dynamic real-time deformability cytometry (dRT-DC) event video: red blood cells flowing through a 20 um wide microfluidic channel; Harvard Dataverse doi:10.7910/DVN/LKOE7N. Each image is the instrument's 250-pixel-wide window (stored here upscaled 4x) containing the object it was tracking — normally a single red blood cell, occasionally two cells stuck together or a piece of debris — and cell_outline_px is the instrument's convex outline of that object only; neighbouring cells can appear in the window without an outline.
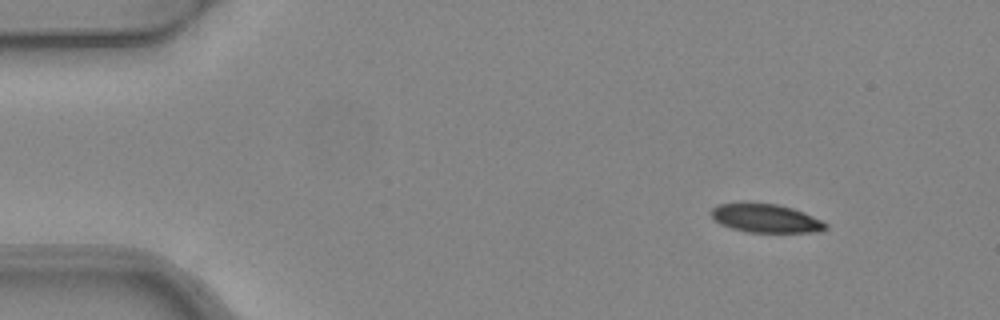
{"species": "common noctule bat (a hibernating species)", "species_latin": "Nyctalus noctula", "temperature_condition": "warm", "stored_images_in_passage": 3, "camera_frame_rate_fps": 3000, "um_per_image_px": 0.085, "animal": {"sex": "female", "body_mass_g": 24.6, "forearm_length_mm": 56.2}, "frame": {"image": 1, "passage_image": 1, "time_ms": 0.0, "image_size_px": [1000, 320], "cell_outline_px": [[828, 228], [820, 232], [748, 232], [732, 228], [720, 224], [712, 220], [712, 208], [716, 204], [740, 200], [776, 204], [792, 208], [804, 212], [824, 220], [828, 224]], "centroid_in_image_um": [65.07, 18.52], "position_along_channel_um": 19.9, "area_um2": 19.83}}
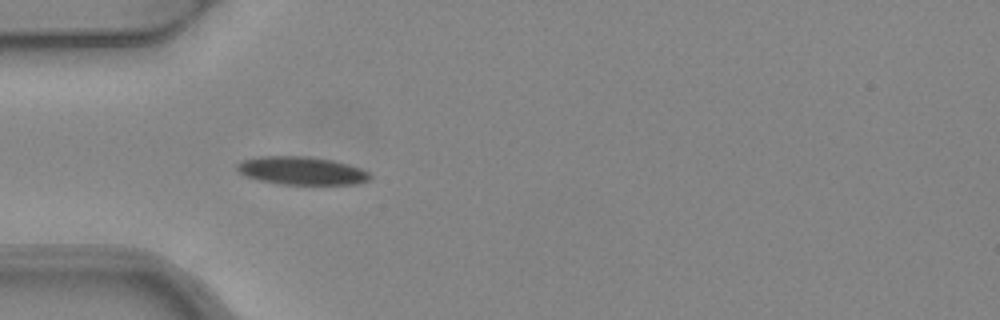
{"frame": {"image": 2, "passage_image": 3, "time_ms": 0.667, "image_size_px": [1000, 320], "cell_outline_px": [[372, 176], [368, 180], [360, 184], [280, 184], [260, 180], [248, 176], [240, 172], [236, 168], [236, 164], [244, 160], [264, 156], [308, 156], [332, 160], [348, 164], [360, 168], [368, 172]], "centroid_in_image_um": [25.68, 14.51], "position_along_channel_um": 59.3, "area_um2": 21.56}}